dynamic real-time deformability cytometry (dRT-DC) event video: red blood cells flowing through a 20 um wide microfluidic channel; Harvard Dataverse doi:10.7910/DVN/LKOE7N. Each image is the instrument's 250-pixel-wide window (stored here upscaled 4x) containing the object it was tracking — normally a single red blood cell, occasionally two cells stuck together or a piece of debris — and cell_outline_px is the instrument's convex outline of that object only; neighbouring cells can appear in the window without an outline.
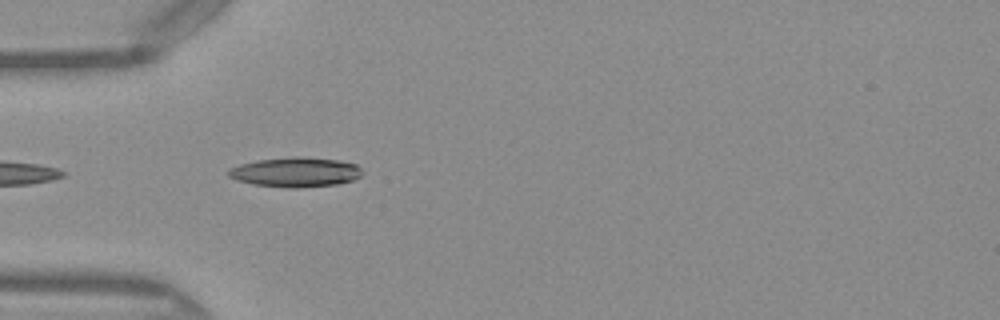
{"species": "Egyptian fruit bat (a non-hibernating species)", "species_latin": "Rousettus aegyptiacus", "temperature_condition": "warm", "stored_images_in_passage": 11, "camera_frame_rate_fps": 3000, "um_per_image_px": 0.085, "frame": {"image": 1, "passage_image": 2, "time_ms": 0.333, "image_size_px": [1000, 320], "cell_outline_px": [[364, 172], [360, 176], [352, 180], [336, 184], [252, 184], [236, 180], [228, 176], [228, 168], [240, 164], [256, 160], [296, 156], [300, 156], [340, 160], [356, 164]], "centroid_in_image_um": [25.11, 14.55], "position_along_channel_um": 59.9, "area_um2": 21.96}}
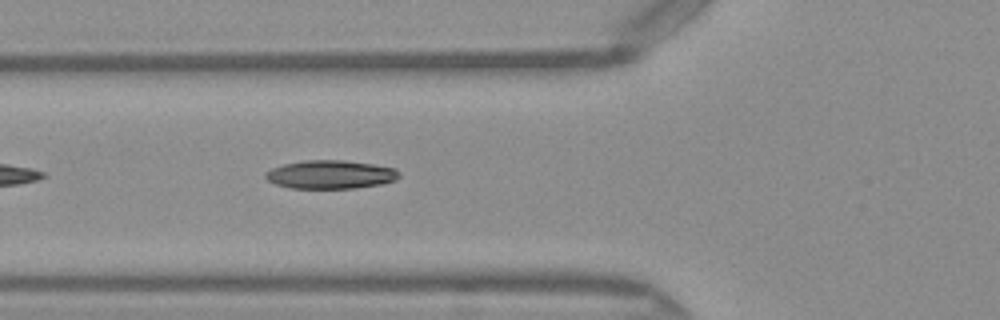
{"frame": {"image": 2, "passage_image": 5, "time_ms": 1.333, "image_size_px": [1000, 320], "cell_outline_px": [[400, 176], [396, 180], [380, 184], [356, 188], [292, 188], [276, 184], [268, 180], [264, 176], [264, 172], [272, 168], [284, 164], [304, 160], [344, 160], [372, 164], [396, 168], [400, 172]], "centroid_in_image_um": [28.1, 14.83], "position_along_channel_um": 97.7, "area_um2": 22.2}}
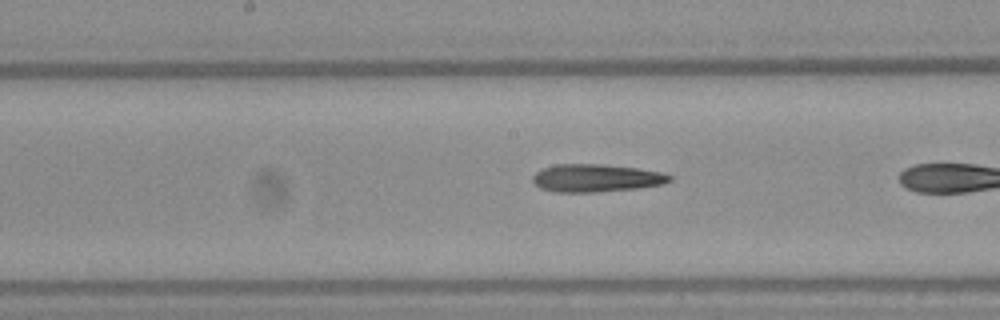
{"frame": {"image": 3, "passage_image": 10, "time_ms": 3.0, "image_size_px": [1000, 320], "cell_outline_px": [[672, 180], [664, 184], [636, 188], [596, 192], [552, 192], [540, 188], [532, 180], [532, 176], [536, 172], [544, 168], [556, 164], [600, 164], [636, 168], [660, 172], [672, 176]], "centroid_in_image_um": [50.65, 15.14], "position_along_channel_um": 197.6, "area_um2": 22.08}}